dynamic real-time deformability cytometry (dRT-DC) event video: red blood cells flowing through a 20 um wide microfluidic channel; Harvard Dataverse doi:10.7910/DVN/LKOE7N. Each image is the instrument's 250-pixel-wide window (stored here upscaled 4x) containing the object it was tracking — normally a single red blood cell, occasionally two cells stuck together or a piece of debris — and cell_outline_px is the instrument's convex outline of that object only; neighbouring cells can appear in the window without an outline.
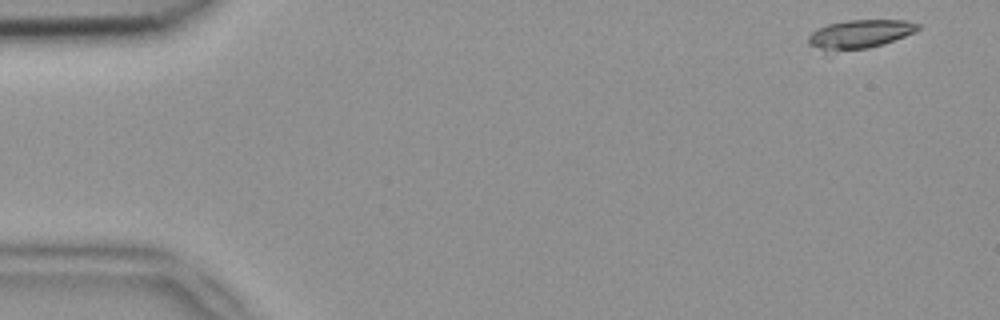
{"species": "common noctule bat (a hibernating species)", "species_latin": "Nyctalus noctula", "temperature_condition": "room temperature", "stored_images_in_passage": 14, "camera_frame_rate_fps": 3000, "um_per_image_px": 0.085, "animal": {"sex": "female", "body_mass_g": 18.4}, "frame": {"image": 1, "passage_image": 1, "time_ms": 0.0, "image_size_px": [1000, 320], "cell_outline_px": [[920, 28], [916, 32], [884, 44], [868, 48], [824, 56], [808, 44], [808, 36], [812, 32], [828, 24], [848, 20], [904, 20], [920, 24]], "centroid_in_image_um": [72.98, 2.97], "position_along_channel_um": 12.0, "area_um2": 19.25}}